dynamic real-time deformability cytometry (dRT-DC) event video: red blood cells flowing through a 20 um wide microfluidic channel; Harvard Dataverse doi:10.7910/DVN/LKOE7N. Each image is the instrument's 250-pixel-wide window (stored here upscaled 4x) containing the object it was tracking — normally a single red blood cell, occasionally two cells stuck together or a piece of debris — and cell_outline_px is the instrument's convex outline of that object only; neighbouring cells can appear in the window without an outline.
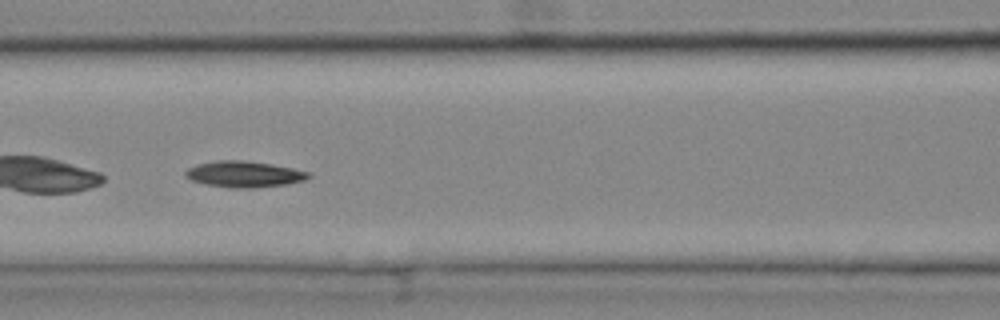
{"species": "common noctule bat (a hibernating species)", "species_latin": "Nyctalus noctula", "temperature_condition": "cold", "stored_images_in_passage": 54, "segment_of_instrument_passage": [2, 2], "camera_frame_rate_fps": 3000, "um_per_image_px": 0.085, "animal": {"sex": "female", "body_mass_g": 25.1}, "frame": {"image": 1, "passage_image": 24, "time_ms": 7.667, "image_size_px": [1000, 320], "cell_outline_px": [[312, 176], [304, 180], [288, 184], [252, 188], [232, 188], [204, 184], [192, 180], [184, 176], [184, 172], [188, 168], [200, 164], [216, 160], [240, 160], [272, 164], [292, 168], [308, 172]], "centroid_in_image_um": [20.74, 14.81], "position_along_channel_um": 145.9, "area_um2": 18.67}}
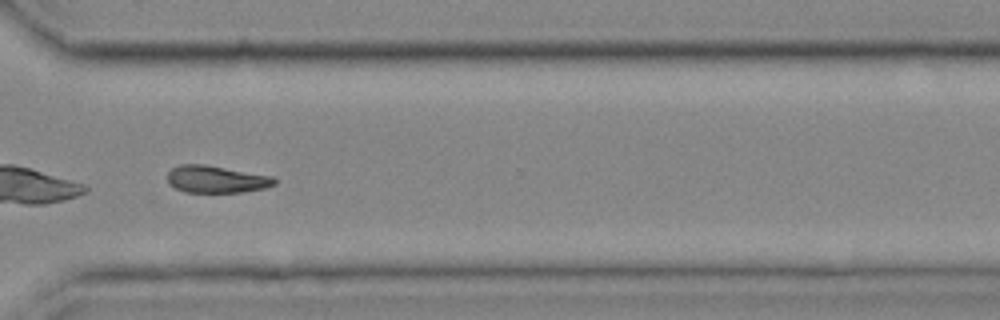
{"frame": {"image": 2, "passage_image": 41, "time_ms": 13.333, "image_size_px": [1000, 320], "cell_outline_px": [[276, 184], [264, 188], [244, 192], [184, 192], [168, 184], [168, 172], [172, 168], [180, 164], [204, 164], [272, 176], [276, 180]], "centroid_in_image_um": [18.37, 15.24], "position_along_channel_um": 352.2, "area_um2": 16.94}}